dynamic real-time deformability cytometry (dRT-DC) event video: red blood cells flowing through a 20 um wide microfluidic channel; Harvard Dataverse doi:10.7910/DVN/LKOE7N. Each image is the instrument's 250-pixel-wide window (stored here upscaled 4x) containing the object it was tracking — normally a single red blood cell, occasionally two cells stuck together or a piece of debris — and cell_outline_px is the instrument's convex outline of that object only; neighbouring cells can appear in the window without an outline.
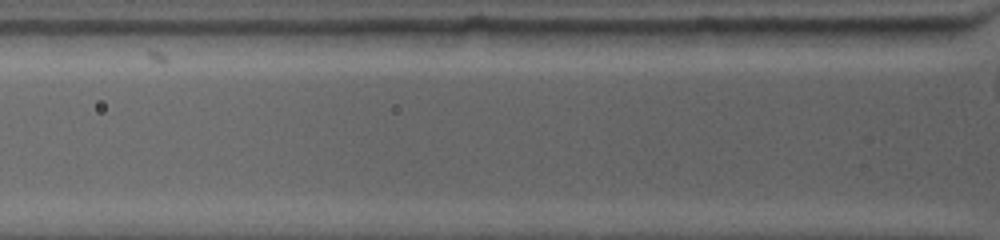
{"species": "common noctule bat (a hibernating species)", "species_latin": "Nyctalus noctula", "temperature_condition": "warm", "stored_images_in_passage": 2, "camera_frame_rate_fps": 4500, "um_per_image_px": 0.085, "animal": {"sex": "female", "body_mass_g": 19.0, "forearm_length_mm": 53.3}, "frame": {"image": 1, "passage_image": 2, "time_ms": 0.444, "image_size_px": [1000, 240], "cell_outline_px": [[956, 28], [952, 36], [932, 44], [848, 44], [844, 28]], "centroid_in_image_um": [76.27, 3.03], "position_along_channel_um": 49.5, "area_um2": 11.79}}